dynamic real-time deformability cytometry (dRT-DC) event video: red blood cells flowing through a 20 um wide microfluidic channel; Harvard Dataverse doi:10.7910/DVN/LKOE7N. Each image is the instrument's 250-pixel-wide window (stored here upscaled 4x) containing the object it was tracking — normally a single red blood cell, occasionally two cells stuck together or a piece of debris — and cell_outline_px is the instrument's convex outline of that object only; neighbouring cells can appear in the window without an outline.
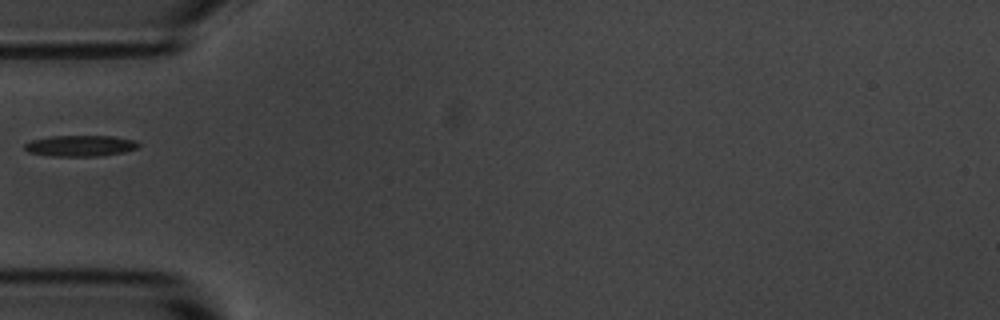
{"species": "common noctule bat (a hibernating species)", "species_latin": "Nyctalus noctula", "temperature_condition": "room temperature", "stored_images_in_passage": 2, "camera_frame_rate_fps": 3000, "um_per_image_px": 0.085, "animal": {"sex": "male", "body_mass_g": 20.1, "forearm_length_mm": 53.5}, "frame": {"image": 1, "passage_image": 1, "time_ms": 0.0, "image_size_px": [1000, 320], "cell_outline_px": [[140, 144], [136, 148], [124, 152], [100, 156], [52, 156], [28, 152], [24, 148], [24, 144], [32, 140], [52, 136], [112, 136], [136, 140]], "centroid_in_image_um": [6.84, 12.39], "position_along_channel_um": 78.2, "area_um2": 13.93}}